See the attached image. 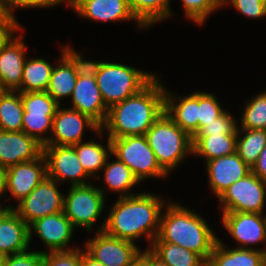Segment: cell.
I'll return each instance as SVG.
<instances>
[{"label": "cell", "mask_w": 266, "mask_h": 266, "mask_svg": "<svg viewBox=\"0 0 266 266\" xmlns=\"http://www.w3.org/2000/svg\"><path fill=\"white\" fill-rule=\"evenodd\" d=\"M31 248L33 247L24 252L4 257L3 266H43V253Z\"/></svg>", "instance_id": "obj_42"}, {"label": "cell", "mask_w": 266, "mask_h": 266, "mask_svg": "<svg viewBox=\"0 0 266 266\" xmlns=\"http://www.w3.org/2000/svg\"><path fill=\"white\" fill-rule=\"evenodd\" d=\"M220 213V224L222 223L224 231L235 241V248L254 249L266 253L265 213Z\"/></svg>", "instance_id": "obj_11"}, {"label": "cell", "mask_w": 266, "mask_h": 266, "mask_svg": "<svg viewBox=\"0 0 266 266\" xmlns=\"http://www.w3.org/2000/svg\"><path fill=\"white\" fill-rule=\"evenodd\" d=\"M165 113L193 137L199 131L198 89L182 96L165 86Z\"/></svg>", "instance_id": "obj_22"}, {"label": "cell", "mask_w": 266, "mask_h": 266, "mask_svg": "<svg viewBox=\"0 0 266 266\" xmlns=\"http://www.w3.org/2000/svg\"><path fill=\"white\" fill-rule=\"evenodd\" d=\"M158 194L142 191L133 196L116 198L111 208L108 207L103 231L135 244L145 238L148 245L144 248H150L158 236L161 214L168 202L166 196Z\"/></svg>", "instance_id": "obj_1"}, {"label": "cell", "mask_w": 266, "mask_h": 266, "mask_svg": "<svg viewBox=\"0 0 266 266\" xmlns=\"http://www.w3.org/2000/svg\"><path fill=\"white\" fill-rule=\"evenodd\" d=\"M107 198L93 182L82 186H70L64 195V213L74 228L84 229L87 233L93 232L97 221L101 222L95 230L103 231L105 218L101 215L106 212ZM101 219V220H99Z\"/></svg>", "instance_id": "obj_6"}, {"label": "cell", "mask_w": 266, "mask_h": 266, "mask_svg": "<svg viewBox=\"0 0 266 266\" xmlns=\"http://www.w3.org/2000/svg\"><path fill=\"white\" fill-rule=\"evenodd\" d=\"M70 100L69 108L89 116L100 127L105 123L108 108L104 103L95 77H77Z\"/></svg>", "instance_id": "obj_21"}, {"label": "cell", "mask_w": 266, "mask_h": 266, "mask_svg": "<svg viewBox=\"0 0 266 266\" xmlns=\"http://www.w3.org/2000/svg\"><path fill=\"white\" fill-rule=\"evenodd\" d=\"M93 233V237L86 239L83 248L105 266H127L140 255L142 249L139 244L110 236L104 231Z\"/></svg>", "instance_id": "obj_15"}, {"label": "cell", "mask_w": 266, "mask_h": 266, "mask_svg": "<svg viewBox=\"0 0 266 266\" xmlns=\"http://www.w3.org/2000/svg\"><path fill=\"white\" fill-rule=\"evenodd\" d=\"M149 249L168 266H206L207 264L196 252L169 242H152Z\"/></svg>", "instance_id": "obj_31"}, {"label": "cell", "mask_w": 266, "mask_h": 266, "mask_svg": "<svg viewBox=\"0 0 266 266\" xmlns=\"http://www.w3.org/2000/svg\"><path fill=\"white\" fill-rule=\"evenodd\" d=\"M4 92V90L1 88V85H0V95Z\"/></svg>", "instance_id": "obj_52"}, {"label": "cell", "mask_w": 266, "mask_h": 266, "mask_svg": "<svg viewBox=\"0 0 266 266\" xmlns=\"http://www.w3.org/2000/svg\"><path fill=\"white\" fill-rule=\"evenodd\" d=\"M81 266H105L99 261L92 258L83 247H81Z\"/></svg>", "instance_id": "obj_46"}, {"label": "cell", "mask_w": 266, "mask_h": 266, "mask_svg": "<svg viewBox=\"0 0 266 266\" xmlns=\"http://www.w3.org/2000/svg\"><path fill=\"white\" fill-rule=\"evenodd\" d=\"M216 200L220 212L266 213V181L250 172L235 181Z\"/></svg>", "instance_id": "obj_8"}, {"label": "cell", "mask_w": 266, "mask_h": 266, "mask_svg": "<svg viewBox=\"0 0 266 266\" xmlns=\"http://www.w3.org/2000/svg\"><path fill=\"white\" fill-rule=\"evenodd\" d=\"M247 98L240 109L238 128L266 130V90ZM240 122V123H239Z\"/></svg>", "instance_id": "obj_34"}, {"label": "cell", "mask_w": 266, "mask_h": 266, "mask_svg": "<svg viewBox=\"0 0 266 266\" xmlns=\"http://www.w3.org/2000/svg\"><path fill=\"white\" fill-rule=\"evenodd\" d=\"M184 16L189 22L203 26L208 18L221 10V0H180ZM215 12V13H214Z\"/></svg>", "instance_id": "obj_35"}, {"label": "cell", "mask_w": 266, "mask_h": 266, "mask_svg": "<svg viewBox=\"0 0 266 266\" xmlns=\"http://www.w3.org/2000/svg\"><path fill=\"white\" fill-rule=\"evenodd\" d=\"M15 15L8 8L0 15V48L24 28Z\"/></svg>", "instance_id": "obj_41"}, {"label": "cell", "mask_w": 266, "mask_h": 266, "mask_svg": "<svg viewBox=\"0 0 266 266\" xmlns=\"http://www.w3.org/2000/svg\"><path fill=\"white\" fill-rule=\"evenodd\" d=\"M127 266H146V261L141 255H139Z\"/></svg>", "instance_id": "obj_48"}, {"label": "cell", "mask_w": 266, "mask_h": 266, "mask_svg": "<svg viewBox=\"0 0 266 266\" xmlns=\"http://www.w3.org/2000/svg\"><path fill=\"white\" fill-rule=\"evenodd\" d=\"M251 172L261 180L266 181V146L258 156L256 162L251 167Z\"/></svg>", "instance_id": "obj_44"}, {"label": "cell", "mask_w": 266, "mask_h": 266, "mask_svg": "<svg viewBox=\"0 0 266 266\" xmlns=\"http://www.w3.org/2000/svg\"><path fill=\"white\" fill-rule=\"evenodd\" d=\"M235 112L225 111L210 123H206L194 136H208L209 134H237L238 118Z\"/></svg>", "instance_id": "obj_38"}, {"label": "cell", "mask_w": 266, "mask_h": 266, "mask_svg": "<svg viewBox=\"0 0 266 266\" xmlns=\"http://www.w3.org/2000/svg\"><path fill=\"white\" fill-rule=\"evenodd\" d=\"M25 27L0 48V85L4 91H18L27 59Z\"/></svg>", "instance_id": "obj_17"}, {"label": "cell", "mask_w": 266, "mask_h": 266, "mask_svg": "<svg viewBox=\"0 0 266 266\" xmlns=\"http://www.w3.org/2000/svg\"><path fill=\"white\" fill-rule=\"evenodd\" d=\"M213 92H206L198 90V118H199V130L210 123L217 117L221 116L227 108H224L220 104L216 94Z\"/></svg>", "instance_id": "obj_37"}, {"label": "cell", "mask_w": 266, "mask_h": 266, "mask_svg": "<svg viewBox=\"0 0 266 266\" xmlns=\"http://www.w3.org/2000/svg\"><path fill=\"white\" fill-rule=\"evenodd\" d=\"M75 229L70 220L65 216L64 211L39 218L29 225V243L31 245L33 237H38L44 249L40 252L69 251L80 246L73 244Z\"/></svg>", "instance_id": "obj_14"}, {"label": "cell", "mask_w": 266, "mask_h": 266, "mask_svg": "<svg viewBox=\"0 0 266 266\" xmlns=\"http://www.w3.org/2000/svg\"><path fill=\"white\" fill-rule=\"evenodd\" d=\"M140 255L145 259L146 266H168L158 256H156L149 248L142 249Z\"/></svg>", "instance_id": "obj_45"}, {"label": "cell", "mask_w": 266, "mask_h": 266, "mask_svg": "<svg viewBox=\"0 0 266 266\" xmlns=\"http://www.w3.org/2000/svg\"><path fill=\"white\" fill-rule=\"evenodd\" d=\"M201 213L181 202L168 200L161 218L158 236L153 242H169L199 254L209 260L218 235Z\"/></svg>", "instance_id": "obj_3"}, {"label": "cell", "mask_w": 266, "mask_h": 266, "mask_svg": "<svg viewBox=\"0 0 266 266\" xmlns=\"http://www.w3.org/2000/svg\"><path fill=\"white\" fill-rule=\"evenodd\" d=\"M218 237L206 266H266V253L246 248H235Z\"/></svg>", "instance_id": "obj_26"}, {"label": "cell", "mask_w": 266, "mask_h": 266, "mask_svg": "<svg viewBox=\"0 0 266 266\" xmlns=\"http://www.w3.org/2000/svg\"><path fill=\"white\" fill-rule=\"evenodd\" d=\"M266 146V130L237 128L236 153L251 168Z\"/></svg>", "instance_id": "obj_33"}, {"label": "cell", "mask_w": 266, "mask_h": 266, "mask_svg": "<svg viewBox=\"0 0 266 266\" xmlns=\"http://www.w3.org/2000/svg\"><path fill=\"white\" fill-rule=\"evenodd\" d=\"M60 185L46 176L13 210L29 226L35 220L64 210V195Z\"/></svg>", "instance_id": "obj_10"}, {"label": "cell", "mask_w": 266, "mask_h": 266, "mask_svg": "<svg viewBox=\"0 0 266 266\" xmlns=\"http://www.w3.org/2000/svg\"><path fill=\"white\" fill-rule=\"evenodd\" d=\"M46 176V160L43 154L33 161L7 167L5 169L4 196L9 193V198L5 196L3 200L4 209H13L15 205L26 198ZM11 198H13L16 204L9 205L13 202ZM5 200H10V202L7 204Z\"/></svg>", "instance_id": "obj_12"}, {"label": "cell", "mask_w": 266, "mask_h": 266, "mask_svg": "<svg viewBox=\"0 0 266 266\" xmlns=\"http://www.w3.org/2000/svg\"><path fill=\"white\" fill-rule=\"evenodd\" d=\"M6 8H8L14 14L17 10L26 9H49L52 7L59 6L60 4H65V0H4Z\"/></svg>", "instance_id": "obj_43"}, {"label": "cell", "mask_w": 266, "mask_h": 266, "mask_svg": "<svg viewBox=\"0 0 266 266\" xmlns=\"http://www.w3.org/2000/svg\"><path fill=\"white\" fill-rule=\"evenodd\" d=\"M227 6L251 20L266 18V4L262 0H221V10Z\"/></svg>", "instance_id": "obj_39"}, {"label": "cell", "mask_w": 266, "mask_h": 266, "mask_svg": "<svg viewBox=\"0 0 266 266\" xmlns=\"http://www.w3.org/2000/svg\"><path fill=\"white\" fill-rule=\"evenodd\" d=\"M82 0H65V6L72 10Z\"/></svg>", "instance_id": "obj_49"}, {"label": "cell", "mask_w": 266, "mask_h": 266, "mask_svg": "<svg viewBox=\"0 0 266 266\" xmlns=\"http://www.w3.org/2000/svg\"><path fill=\"white\" fill-rule=\"evenodd\" d=\"M171 2L173 0H128V5L132 14L148 30L174 17Z\"/></svg>", "instance_id": "obj_29"}, {"label": "cell", "mask_w": 266, "mask_h": 266, "mask_svg": "<svg viewBox=\"0 0 266 266\" xmlns=\"http://www.w3.org/2000/svg\"><path fill=\"white\" fill-rule=\"evenodd\" d=\"M95 135V140L90 138L73 145L85 172L93 180L101 173V169L104 167L107 159L112 155V145L108 136L104 135L101 129ZM97 138L100 140L96 141ZM101 138H106V141L101 140Z\"/></svg>", "instance_id": "obj_25"}, {"label": "cell", "mask_w": 266, "mask_h": 266, "mask_svg": "<svg viewBox=\"0 0 266 266\" xmlns=\"http://www.w3.org/2000/svg\"><path fill=\"white\" fill-rule=\"evenodd\" d=\"M100 129L89 116L60 105L53 117L51 136L45 145L73 146L86 140V131L95 134Z\"/></svg>", "instance_id": "obj_16"}, {"label": "cell", "mask_w": 266, "mask_h": 266, "mask_svg": "<svg viewBox=\"0 0 266 266\" xmlns=\"http://www.w3.org/2000/svg\"><path fill=\"white\" fill-rule=\"evenodd\" d=\"M237 134H209L193 136V157L203 158V163L236 152Z\"/></svg>", "instance_id": "obj_27"}, {"label": "cell", "mask_w": 266, "mask_h": 266, "mask_svg": "<svg viewBox=\"0 0 266 266\" xmlns=\"http://www.w3.org/2000/svg\"><path fill=\"white\" fill-rule=\"evenodd\" d=\"M62 56L71 64L77 77H96L104 60H91L84 57L69 42L61 45Z\"/></svg>", "instance_id": "obj_36"}, {"label": "cell", "mask_w": 266, "mask_h": 266, "mask_svg": "<svg viewBox=\"0 0 266 266\" xmlns=\"http://www.w3.org/2000/svg\"><path fill=\"white\" fill-rule=\"evenodd\" d=\"M146 139L160 167L170 176L193 156L192 137L182 130L165 111L147 130Z\"/></svg>", "instance_id": "obj_4"}, {"label": "cell", "mask_w": 266, "mask_h": 266, "mask_svg": "<svg viewBox=\"0 0 266 266\" xmlns=\"http://www.w3.org/2000/svg\"><path fill=\"white\" fill-rule=\"evenodd\" d=\"M23 103L18 91H4L0 95L1 131H22Z\"/></svg>", "instance_id": "obj_32"}, {"label": "cell", "mask_w": 266, "mask_h": 266, "mask_svg": "<svg viewBox=\"0 0 266 266\" xmlns=\"http://www.w3.org/2000/svg\"><path fill=\"white\" fill-rule=\"evenodd\" d=\"M20 94L24 108L22 132L44 146L51 136L53 117L60 104L46 91L20 92Z\"/></svg>", "instance_id": "obj_9"}, {"label": "cell", "mask_w": 266, "mask_h": 266, "mask_svg": "<svg viewBox=\"0 0 266 266\" xmlns=\"http://www.w3.org/2000/svg\"><path fill=\"white\" fill-rule=\"evenodd\" d=\"M112 155L125 163L140 183L147 179H165L170 177L159 165L155 153L150 148L145 135L109 138ZM166 177V178H165Z\"/></svg>", "instance_id": "obj_7"}, {"label": "cell", "mask_w": 266, "mask_h": 266, "mask_svg": "<svg viewBox=\"0 0 266 266\" xmlns=\"http://www.w3.org/2000/svg\"><path fill=\"white\" fill-rule=\"evenodd\" d=\"M77 16L90 22H134L137 28L147 30L132 14L128 0H82L73 9Z\"/></svg>", "instance_id": "obj_18"}, {"label": "cell", "mask_w": 266, "mask_h": 266, "mask_svg": "<svg viewBox=\"0 0 266 266\" xmlns=\"http://www.w3.org/2000/svg\"><path fill=\"white\" fill-rule=\"evenodd\" d=\"M4 179H5V169L0 167V206L4 209V203L1 202V198H4Z\"/></svg>", "instance_id": "obj_47"}, {"label": "cell", "mask_w": 266, "mask_h": 266, "mask_svg": "<svg viewBox=\"0 0 266 266\" xmlns=\"http://www.w3.org/2000/svg\"><path fill=\"white\" fill-rule=\"evenodd\" d=\"M156 75V72L145 71L118 61L104 60L95 78L104 103L109 109L138 93Z\"/></svg>", "instance_id": "obj_5"}, {"label": "cell", "mask_w": 266, "mask_h": 266, "mask_svg": "<svg viewBox=\"0 0 266 266\" xmlns=\"http://www.w3.org/2000/svg\"><path fill=\"white\" fill-rule=\"evenodd\" d=\"M94 180L103 181L102 184L104 183V186L97 185V187L105 197L108 192L118 193L116 198L139 194V192L132 191V189H136V185L139 187V180L125 163L119 161L113 155L107 159V162L101 169V173Z\"/></svg>", "instance_id": "obj_24"}, {"label": "cell", "mask_w": 266, "mask_h": 266, "mask_svg": "<svg viewBox=\"0 0 266 266\" xmlns=\"http://www.w3.org/2000/svg\"><path fill=\"white\" fill-rule=\"evenodd\" d=\"M77 82L71 64L62 56L53 66L46 92L60 105L70 99ZM64 99V100H63ZM63 101V102H62Z\"/></svg>", "instance_id": "obj_30"}, {"label": "cell", "mask_w": 266, "mask_h": 266, "mask_svg": "<svg viewBox=\"0 0 266 266\" xmlns=\"http://www.w3.org/2000/svg\"><path fill=\"white\" fill-rule=\"evenodd\" d=\"M43 154V145L36 139L19 132H0V167L33 161Z\"/></svg>", "instance_id": "obj_20"}, {"label": "cell", "mask_w": 266, "mask_h": 266, "mask_svg": "<svg viewBox=\"0 0 266 266\" xmlns=\"http://www.w3.org/2000/svg\"><path fill=\"white\" fill-rule=\"evenodd\" d=\"M6 5L4 0H0V15L6 10Z\"/></svg>", "instance_id": "obj_50"}, {"label": "cell", "mask_w": 266, "mask_h": 266, "mask_svg": "<svg viewBox=\"0 0 266 266\" xmlns=\"http://www.w3.org/2000/svg\"><path fill=\"white\" fill-rule=\"evenodd\" d=\"M61 57L62 52L53 63L42 56H37V58L34 56L27 57L23 68L21 87L18 92L46 91L55 64L54 62L58 61Z\"/></svg>", "instance_id": "obj_28"}, {"label": "cell", "mask_w": 266, "mask_h": 266, "mask_svg": "<svg viewBox=\"0 0 266 266\" xmlns=\"http://www.w3.org/2000/svg\"><path fill=\"white\" fill-rule=\"evenodd\" d=\"M43 156L47 176L59 184L67 182L70 187L92 183V178L85 172L73 146L44 145Z\"/></svg>", "instance_id": "obj_13"}, {"label": "cell", "mask_w": 266, "mask_h": 266, "mask_svg": "<svg viewBox=\"0 0 266 266\" xmlns=\"http://www.w3.org/2000/svg\"><path fill=\"white\" fill-rule=\"evenodd\" d=\"M157 75L138 93L108 109L101 130L108 138L145 135L165 111L163 74Z\"/></svg>", "instance_id": "obj_2"}, {"label": "cell", "mask_w": 266, "mask_h": 266, "mask_svg": "<svg viewBox=\"0 0 266 266\" xmlns=\"http://www.w3.org/2000/svg\"><path fill=\"white\" fill-rule=\"evenodd\" d=\"M29 226L13 209L0 211V256H11L28 250Z\"/></svg>", "instance_id": "obj_23"}, {"label": "cell", "mask_w": 266, "mask_h": 266, "mask_svg": "<svg viewBox=\"0 0 266 266\" xmlns=\"http://www.w3.org/2000/svg\"><path fill=\"white\" fill-rule=\"evenodd\" d=\"M204 166L208 188L216 199L235 181L244 178L251 172V168L236 152L206 161Z\"/></svg>", "instance_id": "obj_19"}, {"label": "cell", "mask_w": 266, "mask_h": 266, "mask_svg": "<svg viewBox=\"0 0 266 266\" xmlns=\"http://www.w3.org/2000/svg\"><path fill=\"white\" fill-rule=\"evenodd\" d=\"M3 265H4V257L0 256V266H3Z\"/></svg>", "instance_id": "obj_51"}, {"label": "cell", "mask_w": 266, "mask_h": 266, "mask_svg": "<svg viewBox=\"0 0 266 266\" xmlns=\"http://www.w3.org/2000/svg\"><path fill=\"white\" fill-rule=\"evenodd\" d=\"M265 232H266V213H265Z\"/></svg>", "instance_id": "obj_53"}, {"label": "cell", "mask_w": 266, "mask_h": 266, "mask_svg": "<svg viewBox=\"0 0 266 266\" xmlns=\"http://www.w3.org/2000/svg\"><path fill=\"white\" fill-rule=\"evenodd\" d=\"M43 266H81V247L43 253Z\"/></svg>", "instance_id": "obj_40"}]
</instances>
